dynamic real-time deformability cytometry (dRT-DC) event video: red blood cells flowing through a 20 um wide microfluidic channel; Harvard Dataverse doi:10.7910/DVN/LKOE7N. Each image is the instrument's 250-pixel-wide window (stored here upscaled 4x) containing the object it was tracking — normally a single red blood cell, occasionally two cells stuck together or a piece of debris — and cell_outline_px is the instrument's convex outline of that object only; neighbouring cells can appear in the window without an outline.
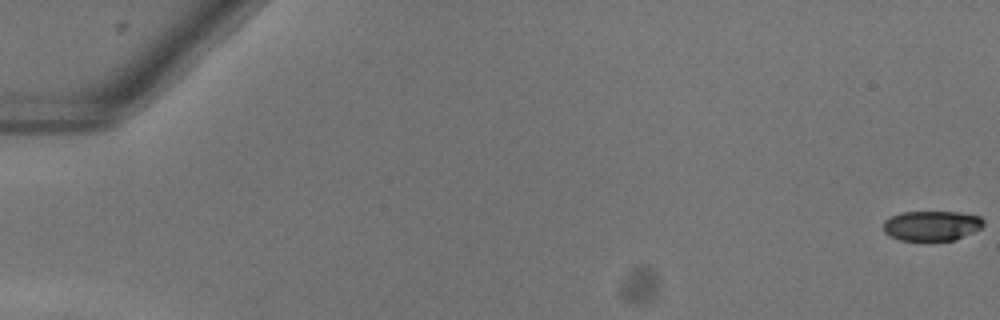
{"species": "common noctule bat (a hibernating species)", "species_latin": "Nyctalus noctula", "temperature_condition": "warm", "stored_images_in_passage": 53, "camera_frame_rate_fps": 3000, "um_per_image_px": 0.085, "animal": {"sex": "female"}, "frame": {"image": 1, "passage_image": 1, "time_ms": 0.0, "image_size_px": [1000, 320], "cell_outline_px": [[984, 224], [980, 228], [956, 240], [900, 240], [888, 236], [884, 232], [884, 220], [900, 212], [960, 212], [980, 216], [984, 220]], "centroid_in_image_um": [79.18, 19.18], "position_along_channel_um": 5.8, "area_um2": 17.51}}
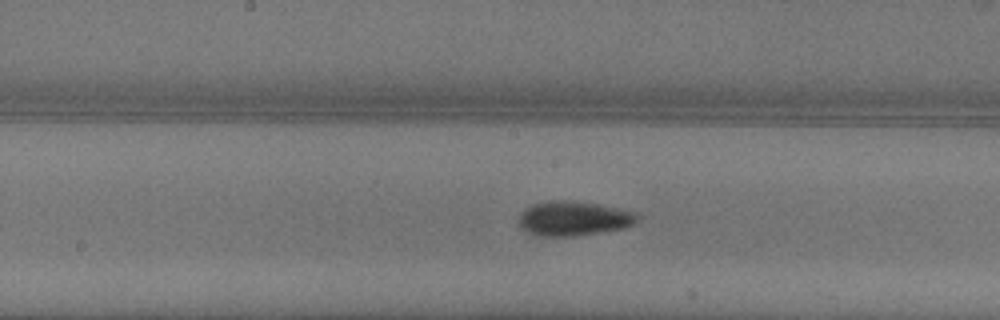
{"frame": {"image": 2, "passage_image": 29, "time_ms": 9.333, "image_size_px": [1000, 320], "cell_outline_px": [[636, 220], [632, 224], [624, 228], [576, 236], [540, 236], [528, 232], [520, 228], [520, 212], [532, 204], [552, 200], [572, 200], [596, 204], [636, 212]], "centroid_in_image_um": [48.71, 18.57], "position_along_channel_um": 199.5, "area_um2": 23.64}}
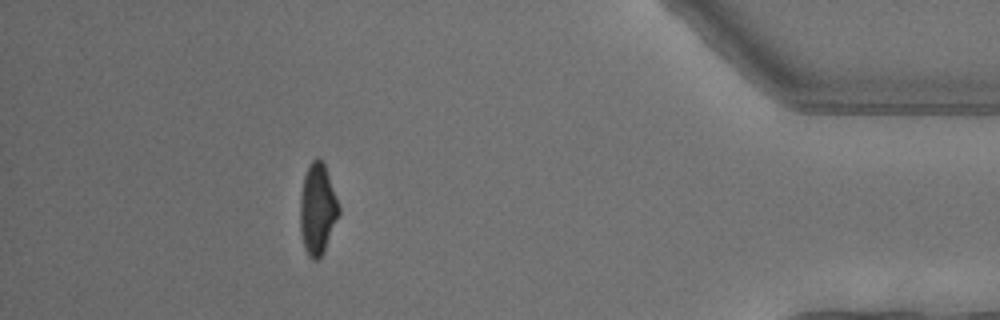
{"frame": {"image": 3, "passage_image": 48, "time_ms": 15.667, "image_size_px": [1000, 320], "cell_outline_px": [[340, 212], [324, 252], [316, 260], [312, 260], [308, 256], [304, 248], [300, 232], [300, 196], [304, 176], [308, 164], [316, 156], [324, 164], [340, 208]], "centroid_in_image_um": [26.97, 17.79], "position_along_channel_um": 408.2, "area_um2": 20.52}, "authors_computed_cell_mechanics": {"area_um2": 20.808, "velocity_mm_per_s": 4.0659, "shape_relaxation_time_tau1_ms": 3.8912, "shape_relaxation_time_tau2_ms": 2.8215, "deformation_change_tau1": 0.1818, "deformation_change_tau2": 0.0712}}